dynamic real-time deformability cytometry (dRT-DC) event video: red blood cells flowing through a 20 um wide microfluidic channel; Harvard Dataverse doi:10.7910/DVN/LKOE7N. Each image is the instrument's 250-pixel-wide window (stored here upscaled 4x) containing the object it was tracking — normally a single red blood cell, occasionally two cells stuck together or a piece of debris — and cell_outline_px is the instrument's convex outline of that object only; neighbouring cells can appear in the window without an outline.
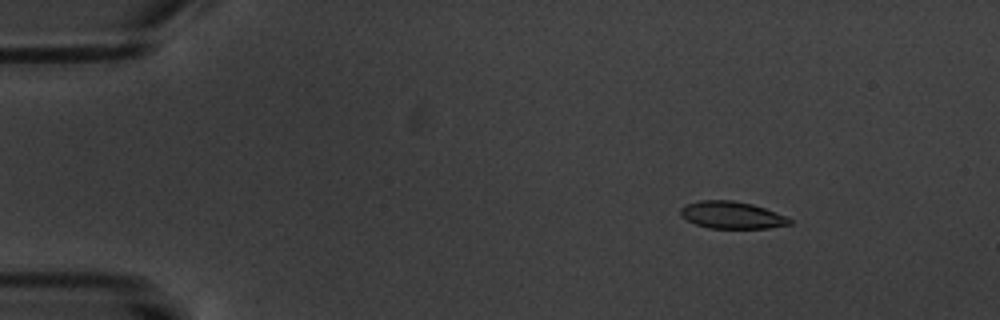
{"species": "common noctule bat (a hibernating species)", "species_latin": "Nyctalus noctula", "temperature_condition": "warm", "stored_images_in_passage": 5, "segment_of_instrument_passage": [1, 2], "camera_frame_rate_fps": 3000, "um_per_image_px": 0.085, "animal": {"sex": "male", "body_mass_g": 20.1, "forearm_length_mm": 53.5}, "frame": {"image": 1, "passage_image": 2, "time_ms": 2.0, "image_size_px": [1000, 320], "cell_outline_px": [[792, 224], [768, 228], [708, 228], [696, 224], [680, 216], [680, 208], [688, 204], [700, 200], [732, 200], [752, 204], [764, 208], [784, 216], [792, 220]], "centroid_in_image_um": [62.18, 18.28], "position_along_channel_um": 22.8, "area_um2": 17.11}}